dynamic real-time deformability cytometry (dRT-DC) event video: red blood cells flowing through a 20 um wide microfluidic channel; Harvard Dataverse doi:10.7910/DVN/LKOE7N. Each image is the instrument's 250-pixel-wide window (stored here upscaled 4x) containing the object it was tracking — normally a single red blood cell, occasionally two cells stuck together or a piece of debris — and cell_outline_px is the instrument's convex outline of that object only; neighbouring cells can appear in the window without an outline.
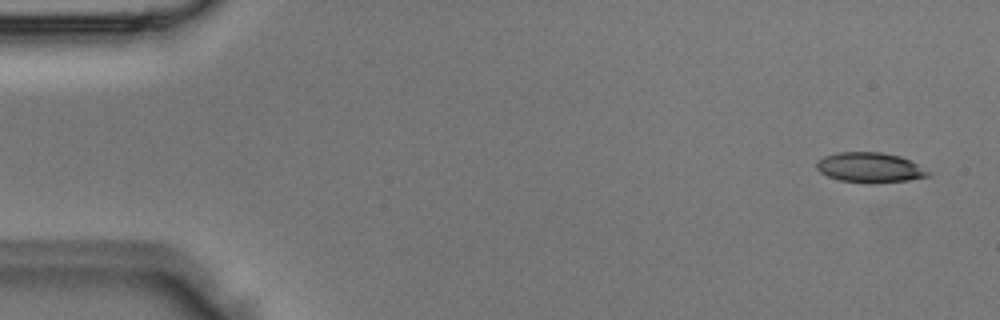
{"species": "Egyptian fruit bat (a non-hibernating species)", "species_latin": "Rousettus aegyptiacus", "temperature_condition": "room temperature", "stored_images_in_passage": 4, "camera_frame_rate_fps": 3000, "um_per_image_px": 0.085, "animal": {"sex": "male"}, "frame": {"image": 1, "passage_image": 1, "time_ms": 0.0, "image_size_px": [1000, 320], "cell_outline_px": [[932, 176], [908, 180], [872, 184], [868, 184], [840, 180], [828, 176], [820, 172], [816, 168], [816, 160], [824, 156], [836, 152], [880, 152], [900, 156], [932, 172]], "centroid_in_image_um": [73.93, 14.25], "position_along_channel_um": 11.1, "area_um2": 19.77}}
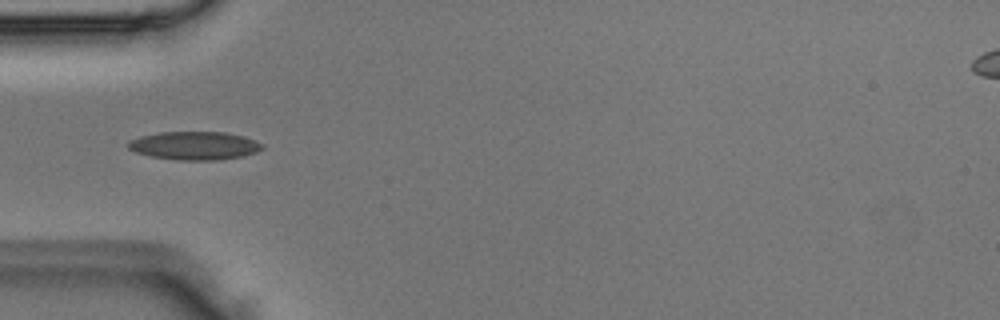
{"frame": {"image": 2, "passage_image": 4, "time_ms": 1.0, "image_size_px": [1000, 320], "cell_outline_px": [[264, 148], [256, 152], [244, 156], [220, 160], [176, 160], [152, 156], [136, 152], [128, 148], [124, 144], [128, 140], [140, 136], [160, 132], [224, 132], [244, 136], [264, 144]], "centroid_in_image_um": [16.53, 12.38], "position_along_channel_um": 68.5, "area_um2": 22.31}}